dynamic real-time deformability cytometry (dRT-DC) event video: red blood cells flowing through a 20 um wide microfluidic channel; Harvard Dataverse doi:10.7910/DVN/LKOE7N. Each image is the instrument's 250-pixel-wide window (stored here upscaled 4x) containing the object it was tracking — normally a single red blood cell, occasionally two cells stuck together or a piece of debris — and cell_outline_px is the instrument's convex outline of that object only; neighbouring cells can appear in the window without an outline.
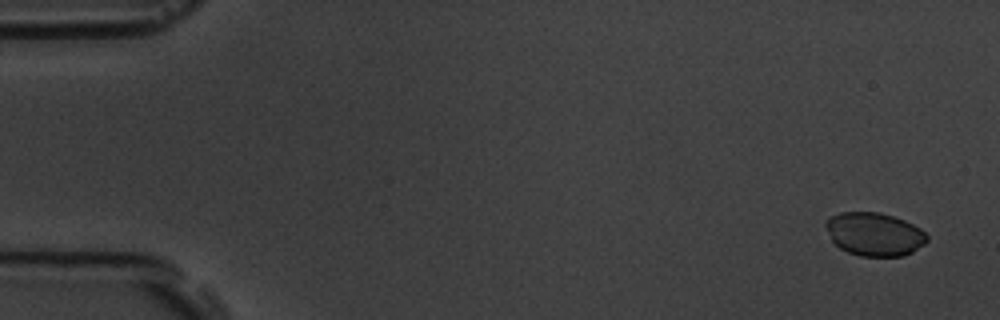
{"species": "common noctule bat (a hibernating species)", "species_latin": "Nyctalus noctula", "temperature_condition": "room temperature", "stored_images_in_passage": 5, "camera_frame_rate_fps": 3000, "um_per_image_px": 0.085, "animal": {"sex": "male", "body_mass_g": 19.5, "forearm_length_mm": 54.6}, "frame": {"image": 1, "passage_image": 1, "time_ms": 0.0, "image_size_px": [1000, 320], "cell_outline_px": [[928, 240], [924, 244], [912, 252], [904, 256], [860, 256], [848, 252], [840, 248], [832, 240], [824, 224], [824, 220], [840, 212], [880, 212], [904, 220], [920, 228], [928, 236]], "centroid_in_image_um": [74.32, 19.9], "position_along_channel_um": 10.7, "area_um2": 25.55}}